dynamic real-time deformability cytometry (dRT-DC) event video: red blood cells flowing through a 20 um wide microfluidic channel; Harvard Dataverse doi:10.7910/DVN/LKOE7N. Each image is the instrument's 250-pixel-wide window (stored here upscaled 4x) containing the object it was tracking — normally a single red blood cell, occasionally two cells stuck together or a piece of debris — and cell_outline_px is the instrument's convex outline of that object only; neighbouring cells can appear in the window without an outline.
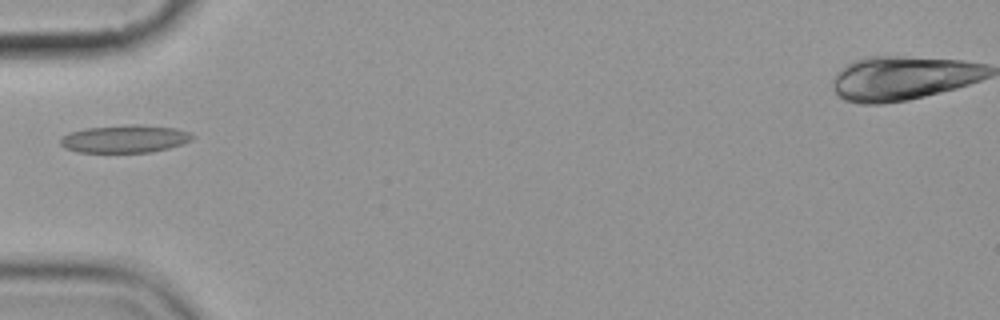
{"species": "common noctule bat (a hibernating species)", "species_latin": "Nyctalus noctula", "temperature_condition": "cold", "stored_images_in_passage": 11, "camera_frame_rate_fps": 3000, "um_per_image_px": 0.085, "animal": {"sex": "female", "body_mass_g": 19.9}, "frame": {"image": 1, "passage_image": 1, "time_ms": 0.0, "image_size_px": [1000, 320], "cell_outline_px": [[196, 136], [192, 140], [184, 144], [152, 152], [76, 152], [64, 148], [60, 144], [60, 136], [68, 132], [84, 128], [128, 124], [140, 124], [176, 128], [188, 132]], "centroid_in_image_um": [10.59, 11.79], "position_along_channel_um": 74.4, "area_um2": 21.73}}
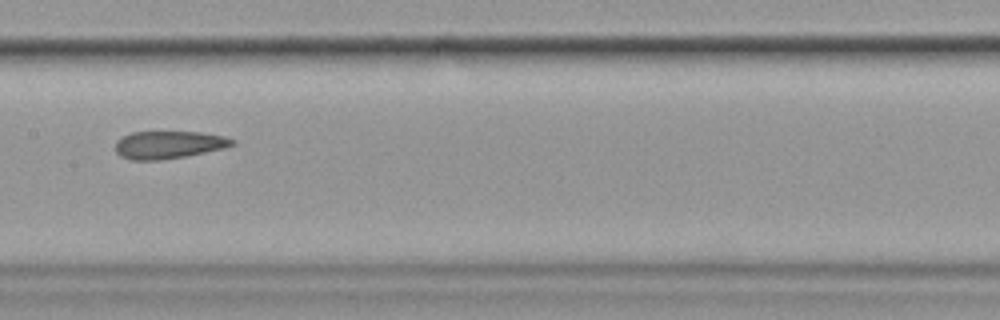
{"frame": {"image": 2, "passage_image": 4, "time_ms": 3.333, "image_size_px": [1000, 320], "cell_outline_px": [[236, 144], [224, 148], [184, 156], [160, 160], [132, 160], [120, 156], [116, 152], [116, 140], [132, 132], [200, 132], [224, 136], [236, 140]], "centroid_in_image_um": [14.34, 12.3], "position_along_channel_um": 193.1, "area_um2": 18.73}}
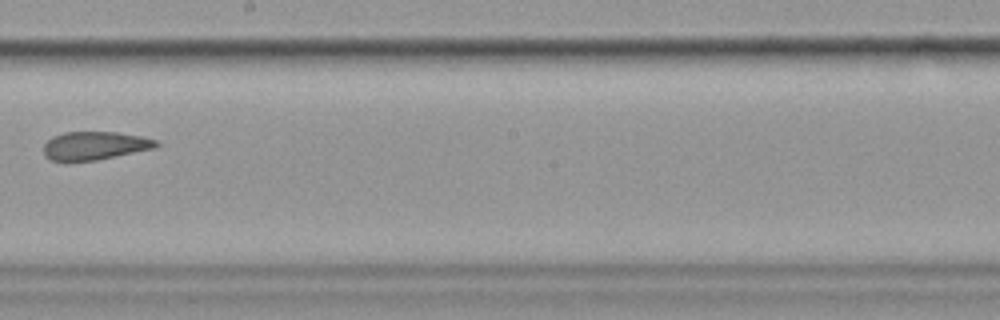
{"frame": {"image": 3, "passage_image": 5, "time_ms": 4.667, "image_size_px": [1000, 320], "cell_outline_px": [[160, 144], [156, 148], [96, 160], [52, 160], [44, 156], [44, 144], [52, 136], [64, 132], [116, 132], [144, 136], [156, 140]], "centroid_in_image_um": [8.09, 12.36], "position_along_channel_um": 240.1, "area_um2": 18.5}}